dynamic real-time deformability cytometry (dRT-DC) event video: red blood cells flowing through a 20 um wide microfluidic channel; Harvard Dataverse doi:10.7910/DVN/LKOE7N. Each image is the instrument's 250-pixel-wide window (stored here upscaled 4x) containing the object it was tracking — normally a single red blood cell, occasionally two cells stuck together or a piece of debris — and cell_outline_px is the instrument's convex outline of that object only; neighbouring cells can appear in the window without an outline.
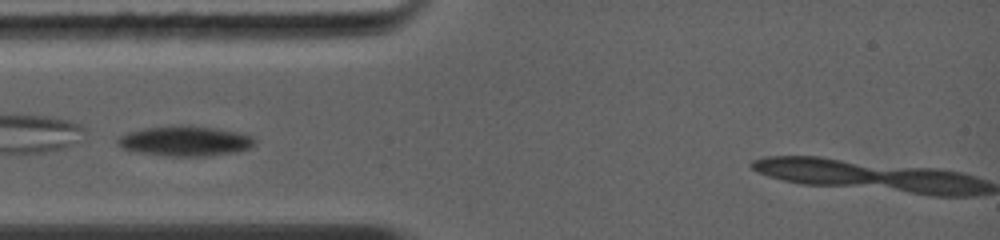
{"species": "common noctule bat (a hibernating species)", "species_latin": "Nyctalus noctula", "temperature_condition": "warm", "stored_images_in_passage": 13, "camera_frame_rate_fps": 5000, "um_per_image_px": 0.085, "animal": {"sex": "female", "body_mass_g": 19.0, "forearm_length_mm": 56.7}, "frame": {"image": 1, "passage_image": 1, "time_ms": 0.0, "image_size_px": [1000, 240], "cell_outline_px": [[256, 140], [248, 148], [232, 152], [208, 156], [168, 156], [128, 152], [116, 144], [116, 140], [120, 136], [128, 132], [144, 128], [180, 124], [216, 128], [236, 132], [252, 136]], "centroid_in_image_um": [15.63, 11.98], "position_along_channel_um": 69.4, "area_um2": 24.22}}
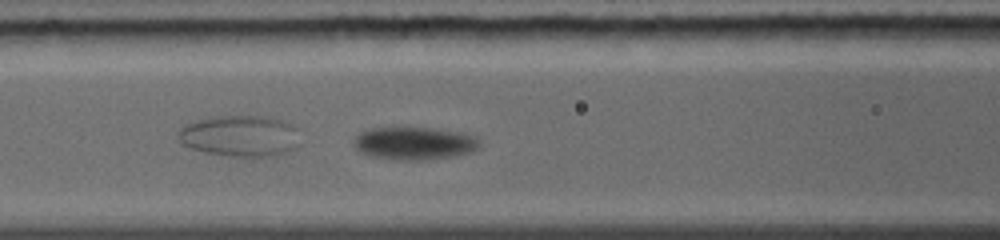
{"frame": {"image": 2, "passage_image": 3, "time_ms": 1.6, "image_size_px": [1000, 240], "cell_outline_px": [[480, 148], [472, 152], [452, 156], [420, 160], [392, 160], [368, 156], [360, 152], [356, 148], [352, 140], [360, 132], [372, 128], [428, 128], [460, 132], [476, 136], [480, 140]], "centroid_in_image_um": [35.21, 12.19], "position_along_channel_um": 131.4, "area_um2": 24.16}}
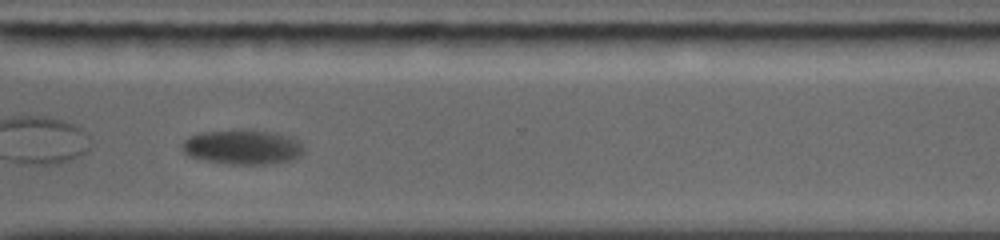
{"frame": {"image": 3, "passage_image": 11, "time_ms": 7.2, "image_size_px": [1000, 240], "cell_outline_px": [[304, 152], [288, 160], [264, 164], [232, 164], [208, 160], [192, 156], [184, 152], [180, 148], [180, 144], [188, 136], [200, 132], [236, 128], [276, 132], [288, 136], [296, 140], [304, 148]], "centroid_in_image_um": [20.55, 12.45], "position_along_channel_um": 350.0, "area_um2": 24.62}}